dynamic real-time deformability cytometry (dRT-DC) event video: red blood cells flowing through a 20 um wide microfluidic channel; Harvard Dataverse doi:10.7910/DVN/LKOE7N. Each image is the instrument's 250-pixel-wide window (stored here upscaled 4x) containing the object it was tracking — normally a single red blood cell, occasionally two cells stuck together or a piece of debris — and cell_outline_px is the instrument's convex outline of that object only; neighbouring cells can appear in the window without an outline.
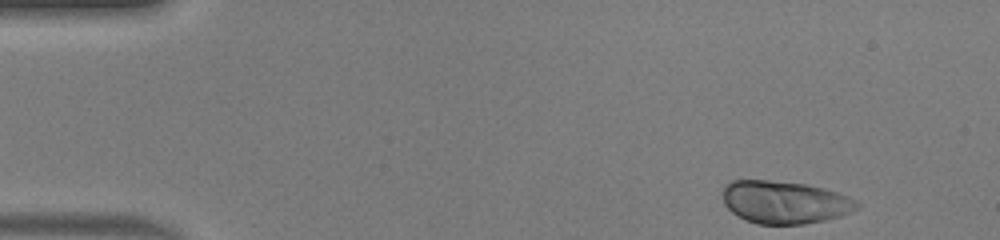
{"species": "human", "species_latin": "Homo sapiens", "temperature_condition": "warm", "stored_images_in_passage": 36, "camera_frame_rate_fps": 3000, "um_per_image_px": 0.085, "donor": {"sex": "male"}, "frame": {"image": 1, "passage_image": 1, "time_ms": 0.0, "image_size_px": [1000, 240], "cell_outline_px": [[860, 208], [840, 216], [824, 220], [804, 224], [756, 224], [744, 220], [732, 212], [724, 204], [724, 184], [732, 180], [768, 180], [804, 184], [824, 188], [840, 192], [856, 200], [860, 204]], "centroid_in_image_um": [66.71, 17.19], "position_along_channel_um": 18.3, "area_um2": 33.58}}
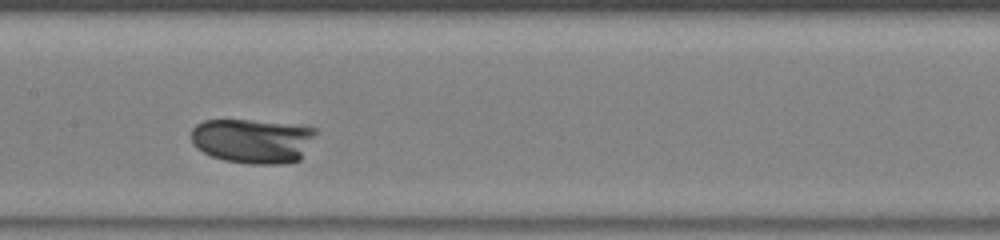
{"frame": {"image": 2, "passage_image": 21, "time_ms": 6.667, "image_size_px": [1000, 240], "cell_outline_px": [[316, 132], [300, 160], [280, 164], [252, 164], [224, 160], [212, 156], [196, 148], [192, 144], [192, 128], [196, 124], [204, 120], [248, 120], [284, 124], [316, 128]], "centroid_in_image_um": [21.44, 11.98], "position_along_channel_um": 186.0, "area_um2": 32.02}}
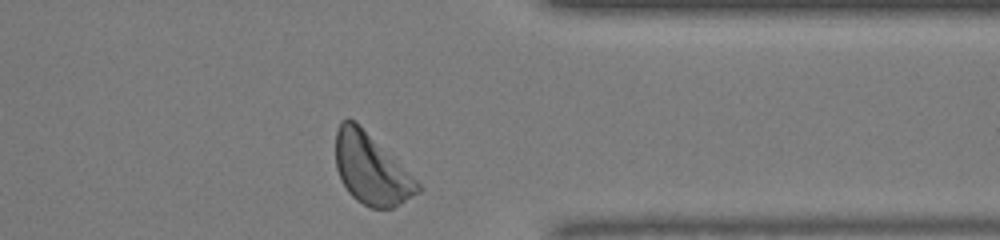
{"frame": {"image": 3, "passage_image": 36, "time_ms": 11.667, "image_size_px": [1000, 240], "cell_outline_px": [[420, 192], [400, 204], [392, 208], [372, 208], [356, 200], [348, 192], [336, 168], [336, 132], [340, 124], [348, 116], [356, 120], [420, 184]], "centroid_in_image_um": [31.53, 14.35], "position_along_channel_um": 379.9, "area_um2": 33.35}, "authors_computed_cell_mechanics": {"area_um2": 31.8478, "velocity_mm_per_s": 4.0437, "shape_relaxation_time_tau1_ms": 1.6999, "shape_relaxation_time_tau2_ms": null, "deformation_change_tau1": 0.1875, "deformation_change_tau2": null}}